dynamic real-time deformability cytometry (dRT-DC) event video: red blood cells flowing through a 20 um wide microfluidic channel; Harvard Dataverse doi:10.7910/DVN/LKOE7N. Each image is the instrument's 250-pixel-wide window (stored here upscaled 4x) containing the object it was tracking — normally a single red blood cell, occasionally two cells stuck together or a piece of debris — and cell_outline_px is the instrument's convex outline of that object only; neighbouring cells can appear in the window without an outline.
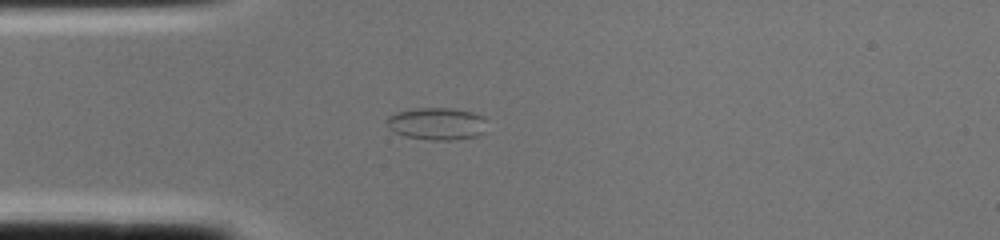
{"species": "common noctule bat (a hibernating species)", "species_latin": "Nyctalus noctula", "temperature_condition": "cold", "stored_images_in_passage": 1, "camera_frame_rate_fps": 3000, "um_per_image_px": 0.085, "animal": {"sex": "female", "body_mass_g": 22.0, "forearm_length_mm": 56.7}, "frame": {"image": 1, "passage_image": 1, "time_ms": 0.0, "image_size_px": [1000, 240], "cell_outline_px": [[488, 120], [484, 132], [476, 136], [452, 140], [432, 140], [404, 136], [388, 128], [388, 116], [396, 112], [416, 108], [452, 108], [472, 112], [484, 116]], "centroid_in_image_um": [37.18, 10.51], "position_along_channel_um": 47.8, "area_um2": 18.96}}